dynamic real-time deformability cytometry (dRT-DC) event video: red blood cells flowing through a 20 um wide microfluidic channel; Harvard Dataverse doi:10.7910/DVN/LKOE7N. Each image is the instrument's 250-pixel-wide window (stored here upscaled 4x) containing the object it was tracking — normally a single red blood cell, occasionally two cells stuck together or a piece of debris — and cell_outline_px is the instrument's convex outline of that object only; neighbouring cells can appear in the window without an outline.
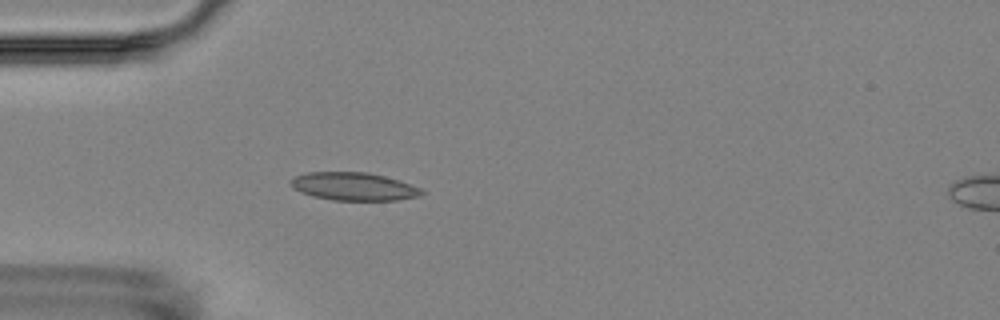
{"species": "Egyptian fruit bat (a non-hibernating species)", "species_latin": "Rousettus aegyptiacus", "temperature_condition": "room temperature", "stored_images_in_passage": 6, "camera_frame_rate_fps": 3000, "um_per_image_px": 0.085, "animal": {"sex": "female"}, "frame": {"image": 1, "passage_image": 5, "time_ms": 5.333, "image_size_px": [1000, 320], "cell_outline_px": [[424, 192], [420, 196], [396, 200], [332, 200], [312, 196], [300, 192], [292, 188], [292, 180], [296, 176], [308, 172], [368, 172], [384, 176], [420, 188]], "centroid_in_image_um": [30.04, 15.85], "position_along_channel_um": 55.0, "area_um2": 21.1}}